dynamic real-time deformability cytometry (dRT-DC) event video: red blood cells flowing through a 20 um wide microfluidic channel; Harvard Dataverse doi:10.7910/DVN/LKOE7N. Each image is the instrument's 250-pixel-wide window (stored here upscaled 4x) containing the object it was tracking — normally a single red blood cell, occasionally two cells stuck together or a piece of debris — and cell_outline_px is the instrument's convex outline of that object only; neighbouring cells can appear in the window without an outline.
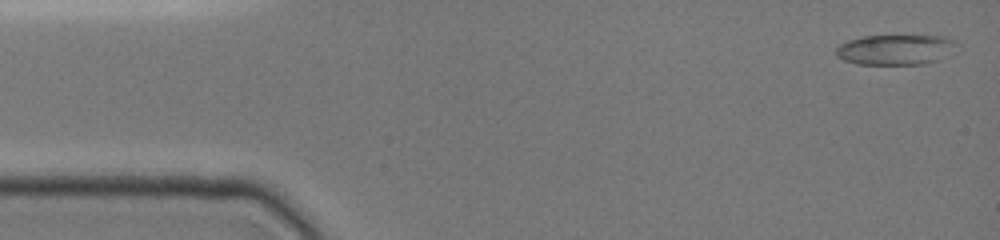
{"species": "common noctule bat (a hibernating species)", "species_latin": "Nyctalus noctula", "temperature_condition": "cold", "stored_images_in_passage": 31, "camera_frame_rate_fps": 3000, "um_per_image_px": 0.085, "animal": {"sex": "female", "body_mass_g": 19.0, "forearm_length_mm": 51.5}, "frame": {"image": 1, "passage_image": 1, "time_ms": 0.0, "image_size_px": [1000, 240], "cell_outline_px": [[960, 44], [952, 56], [940, 60], [924, 64], [856, 64], [844, 60], [836, 56], [836, 48], [840, 44], [848, 40], [864, 36], [944, 36], [956, 40]], "centroid_in_image_um": [76.23, 4.22], "position_along_channel_um": 8.8, "area_um2": 21.79}}
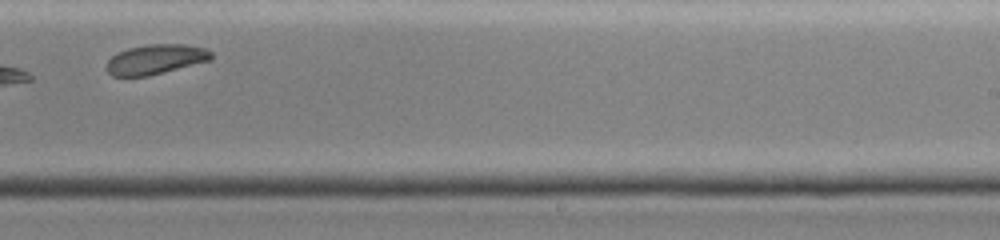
{"frame": {"image": 2, "passage_image": 27, "time_ms": 10.0, "image_size_px": [1000, 240], "cell_outline_px": [[212, 60], [148, 76], [112, 76], [104, 68], [108, 60], [112, 56], [128, 48], [148, 44], [184, 44], [204, 48], [212, 52]], "centroid_in_image_um": [13.22, 5.04], "position_along_channel_um": 275.8, "area_um2": 18.21}, "authors_computed_cell_mechanics": {"area_um2": 19.9988, "velocity_mm_per_s": 3.9339, "shape_relaxation_time_tau1_ms": null, "shape_relaxation_time_tau2_ms": 1.6349, "deformation_change_tau1": null, "deformation_change_tau2": 0.0422}}